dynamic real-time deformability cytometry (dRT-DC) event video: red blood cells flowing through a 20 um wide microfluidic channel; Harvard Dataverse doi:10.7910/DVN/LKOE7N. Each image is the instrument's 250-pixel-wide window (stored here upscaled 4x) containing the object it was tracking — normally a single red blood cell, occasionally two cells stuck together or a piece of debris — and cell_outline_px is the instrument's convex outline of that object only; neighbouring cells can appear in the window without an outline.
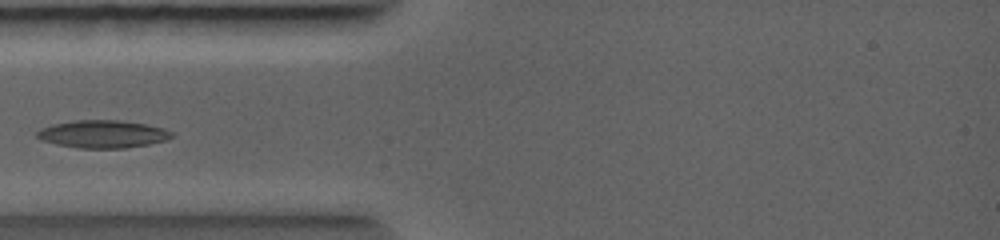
{"species": "common noctule bat (a hibernating species)", "species_latin": "Nyctalus noctula", "temperature_condition": "warm", "stored_images_in_passage": 18, "camera_frame_rate_fps": 5000, "um_per_image_px": 0.085, "animal": {"sex": "female", "body_mass_g": 19.0, "forearm_length_mm": 56.7}, "frame": {"image": 1, "passage_image": 5, "time_ms": 2.2, "image_size_px": [1000, 240], "cell_outline_px": [[176, 136], [168, 140], [148, 144], [124, 148], [76, 148], [56, 144], [40, 140], [36, 136], [36, 132], [40, 128], [52, 124], [72, 120], [116, 120], [148, 124], [164, 128], [172, 132]], "centroid_in_image_um": [8.73, 11.39], "position_along_channel_um": 76.3, "area_um2": 22.02}}
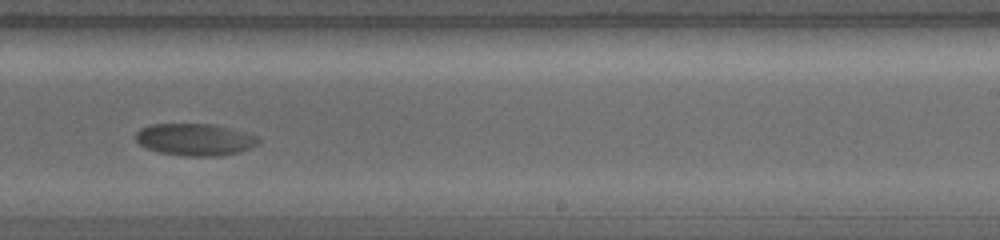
{"frame": {"image": 2, "passage_image": 11, "time_ms": 5.6, "image_size_px": [1000, 240], "cell_outline_px": [[260, 140], [256, 144], [240, 152], [220, 156], [184, 156], [160, 152], [148, 148], [140, 144], [136, 140], [136, 132], [140, 128], [152, 124], [216, 124], [248, 132], [260, 136]], "centroid_in_image_um": [16.62, 11.85], "position_along_channel_um": 272.4, "area_um2": 23.06}}
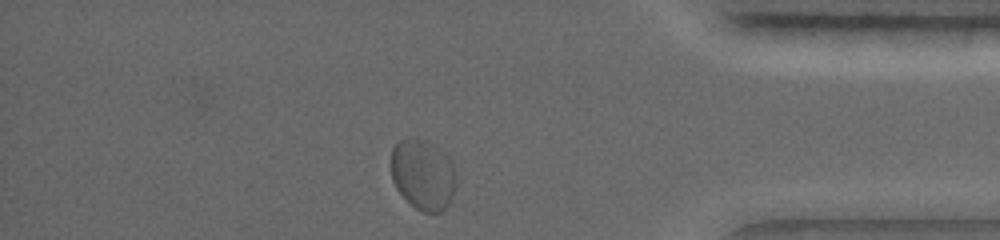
{"frame": {"image": 3, "passage_image": 17, "time_ms": 8.2, "image_size_px": [1000, 240], "cell_outline_px": [[456, 184], [452, 196], [448, 204], [440, 212], [424, 212], [416, 208], [396, 188], [392, 180], [392, 148], [400, 140], [416, 136], [428, 140], [440, 148], [452, 160], [456, 176]], "centroid_in_image_um": [35.98, 14.79], "position_along_channel_um": 399.2, "area_um2": 26.93}}